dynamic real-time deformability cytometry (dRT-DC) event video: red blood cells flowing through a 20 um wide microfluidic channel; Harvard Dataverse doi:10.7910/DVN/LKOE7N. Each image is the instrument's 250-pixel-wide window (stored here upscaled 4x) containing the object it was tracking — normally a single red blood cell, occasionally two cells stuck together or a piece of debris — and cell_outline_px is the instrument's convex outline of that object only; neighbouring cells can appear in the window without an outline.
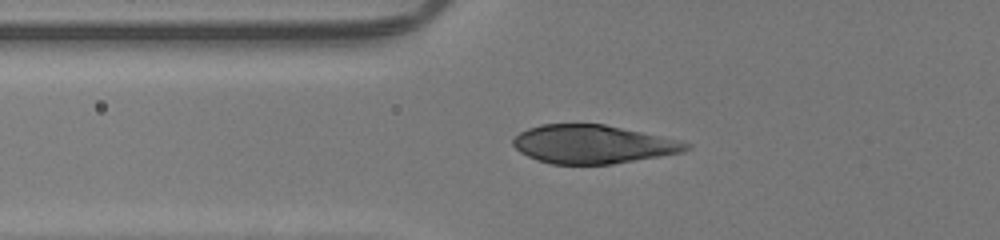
{"species": "human", "species_latin": "Homo sapiens", "temperature_condition": "room temperature", "stored_images_in_passage": 31, "camera_frame_rate_fps": 3000, "um_per_image_px": 0.085, "donor": {"sex": "male"}, "frame": {"image": 1, "passage_image": 2, "time_ms": 0.333, "image_size_px": [1000, 240], "cell_outline_px": [[692, 148], [684, 152], [612, 164], [552, 164], [536, 160], [520, 152], [512, 144], [512, 140], [520, 132], [528, 128], [540, 124], [604, 124], [680, 140], [692, 144]], "centroid_in_image_um": [50.4, 12.26], "position_along_channel_um": 75.4, "area_um2": 38.84}}
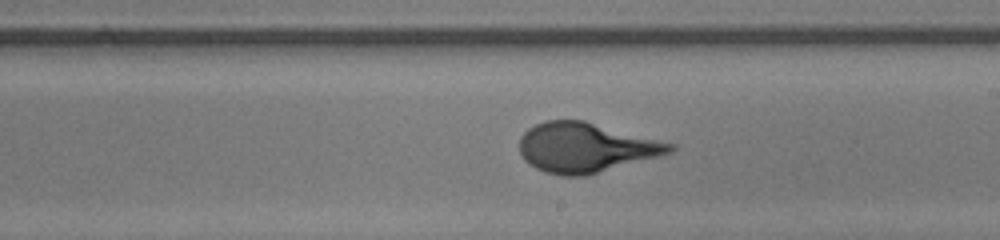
{"frame": {"image": 2, "passage_image": 14, "time_ms": 4.333, "image_size_px": [1000, 240], "cell_outline_px": [[676, 148], [672, 152], [584, 176], [564, 176], [544, 172], [528, 164], [524, 160], [520, 152], [520, 136], [528, 128], [544, 120], [584, 120], [676, 144]], "centroid_in_image_um": [49.76, 12.53], "position_along_channel_um": 239.2, "area_um2": 43.41}}
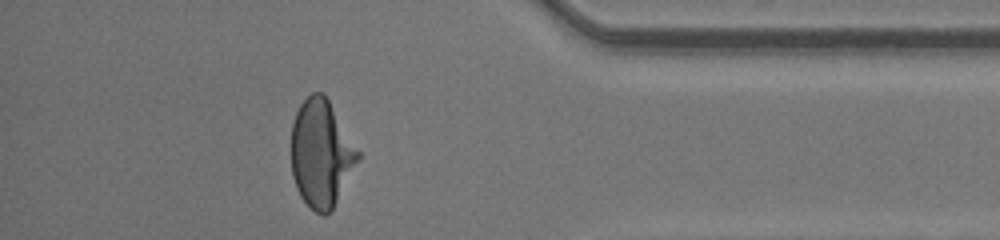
{"frame": {"image": 3, "passage_image": 27, "time_ms": 8.667, "image_size_px": [1000, 240], "cell_outline_px": [[360, 156], [332, 208], [324, 216], [316, 212], [300, 196], [296, 188], [292, 176], [292, 124], [296, 112], [300, 104], [312, 92], [324, 92], [360, 152]], "centroid_in_image_um": [27.28, 13.0], "position_along_channel_um": 407.9, "area_um2": 41.1}}